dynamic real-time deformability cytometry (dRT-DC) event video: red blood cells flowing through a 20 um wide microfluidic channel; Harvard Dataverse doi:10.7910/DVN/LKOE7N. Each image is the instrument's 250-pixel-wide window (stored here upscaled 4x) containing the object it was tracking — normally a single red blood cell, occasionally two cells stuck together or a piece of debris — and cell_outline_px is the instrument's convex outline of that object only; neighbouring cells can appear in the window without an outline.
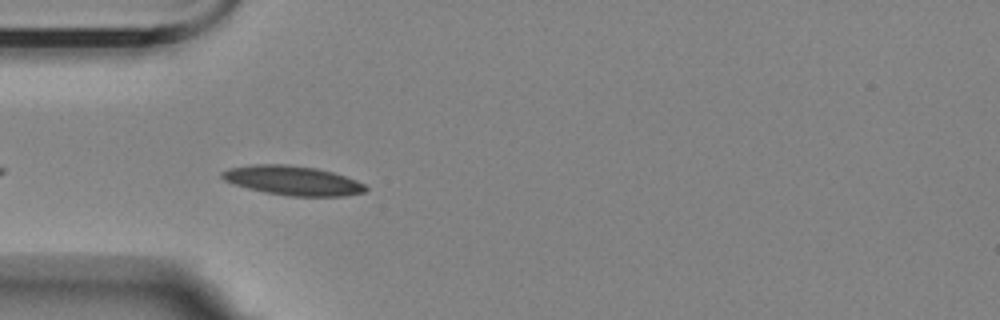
{"species": "Egyptian fruit bat (a non-hibernating species)", "species_latin": "Rousettus aegyptiacus", "temperature_condition": "room temperature", "stored_images_in_passage": 13, "camera_frame_rate_fps": 3000, "um_per_image_px": 0.085, "animal": {"sex": "female"}, "frame": {"image": 1, "passage_image": 3, "time_ms": 0.667, "image_size_px": [1000, 320], "cell_outline_px": [[368, 188], [364, 192], [344, 196], [288, 196], [264, 192], [248, 188], [224, 180], [220, 176], [220, 172], [228, 168], [252, 164], [284, 164], [316, 168], [332, 172], [356, 180], [364, 184]], "centroid_in_image_um": [24.86, 15.34], "position_along_channel_um": 60.1, "area_um2": 24.51}}
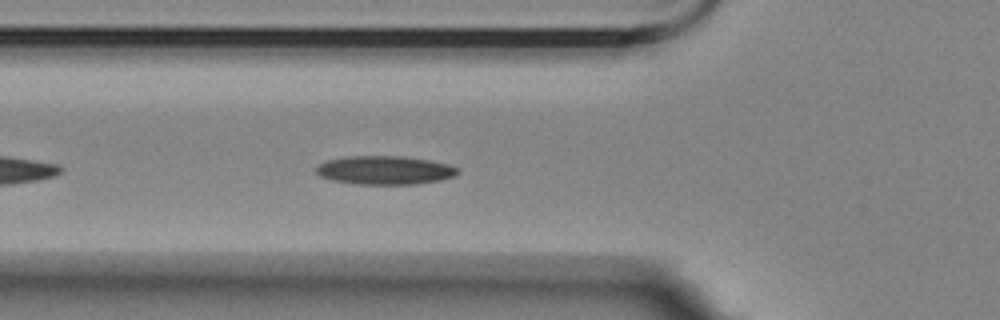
{"frame": {"image": 2, "passage_image": 6, "time_ms": 1.667, "image_size_px": [1000, 320], "cell_outline_px": [[460, 172], [456, 176], [440, 180], [416, 184], [356, 184], [332, 180], [320, 176], [316, 172], [316, 168], [320, 164], [328, 160], [344, 156], [404, 156], [428, 160], [448, 164], [460, 168]], "centroid_in_image_um": [32.74, 14.46], "position_along_channel_um": 93.1, "area_um2": 23.7}}
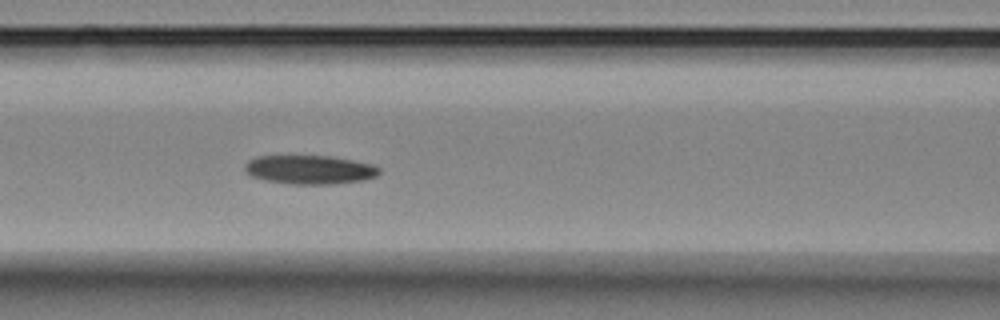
{"frame": {"image": 3, "passage_image": 10, "time_ms": 3.0, "image_size_px": [1000, 320], "cell_outline_px": [[380, 172], [376, 176], [364, 180], [332, 184], [292, 184], [264, 180], [252, 176], [244, 172], [244, 164], [248, 160], [256, 156], [332, 156], [372, 164], [380, 168]], "centroid_in_image_um": [26.3, 14.42], "position_along_channel_um": 140.3, "area_um2": 22.72}}